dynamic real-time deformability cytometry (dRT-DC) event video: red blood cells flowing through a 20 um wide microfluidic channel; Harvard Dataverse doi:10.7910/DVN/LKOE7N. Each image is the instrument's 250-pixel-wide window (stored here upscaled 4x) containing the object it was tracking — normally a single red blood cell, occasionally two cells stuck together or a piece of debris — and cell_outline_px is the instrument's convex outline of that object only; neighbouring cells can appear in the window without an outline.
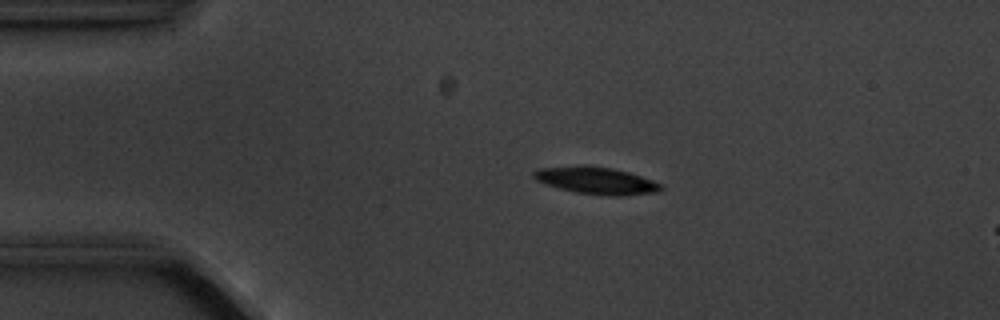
{"species": "common noctule bat (a hibernating species)", "species_latin": "Nyctalus noctula", "temperature_condition": "cold", "stored_images_in_passage": 4, "camera_frame_rate_fps": 3000, "um_per_image_px": 0.085, "animal": {"sex": "male", "body_mass_g": 20.1, "forearm_length_mm": 53.5}, "frame": {"image": 1, "passage_image": 3, "time_ms": 2.333, "image_size_px": [1000, 320], "cell_outline_px": [[664, 188], [656, 192], [620, 196], [576, 192], [560, 188], [536, 180], [532, 176], [532, 172], [540, 168], [584, 164], [612, 168], [628, 172], [652, 180], [660, 184]], "centroid_in_image_um": [50.66, 15.32], "position_along_channel_um": 34.3, "area_um2": 19.88}}